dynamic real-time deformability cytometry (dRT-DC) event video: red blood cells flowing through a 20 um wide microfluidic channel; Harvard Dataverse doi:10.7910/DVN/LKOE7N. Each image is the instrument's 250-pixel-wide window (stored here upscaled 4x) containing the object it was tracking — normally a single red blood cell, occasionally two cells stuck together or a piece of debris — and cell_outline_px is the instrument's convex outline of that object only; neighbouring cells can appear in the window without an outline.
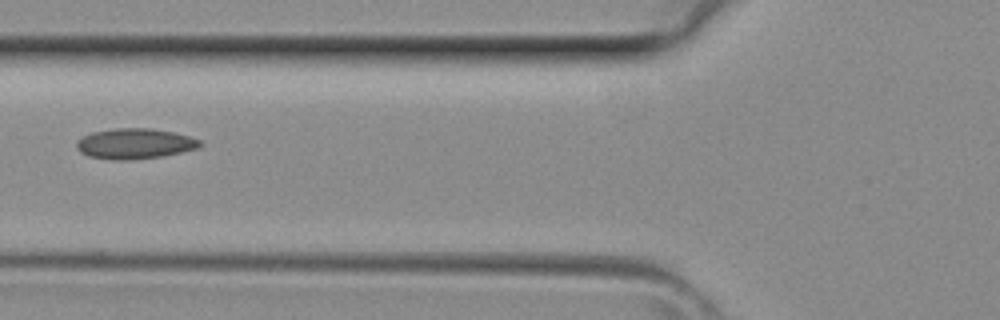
{"species": "common noctule bat (a hibernating species)", "species_latin": "Nyctalus noctula", "temperature_condition": "room temperature", "stored_images_in_passage": 3, "camera_frame_rate_fps": 3000, "um_per_image_px": 0.085, "animal": {"sex": "female", "body_mass_g": 29.2, "forearm_length_mm": 56.3}, "frame": {"image": 1, "passage_image": 3, "time_ms": 0.667, "image_size_px": [1000, 320], "cell_outline_px": [[204, 144], [196, 148], [180, 152], [160, 156], [128, 160], [112, 160], [88, 156], [80, 152], [76, 148], [76, 140], [92, 132], [116, 128], [152, 128], [172, 132], [188, 136], [200, 140]], "centroid_in_image_um": [11.41, 12.21], "position_along_channel_um": 114.4, "area_um2": 21.79}}